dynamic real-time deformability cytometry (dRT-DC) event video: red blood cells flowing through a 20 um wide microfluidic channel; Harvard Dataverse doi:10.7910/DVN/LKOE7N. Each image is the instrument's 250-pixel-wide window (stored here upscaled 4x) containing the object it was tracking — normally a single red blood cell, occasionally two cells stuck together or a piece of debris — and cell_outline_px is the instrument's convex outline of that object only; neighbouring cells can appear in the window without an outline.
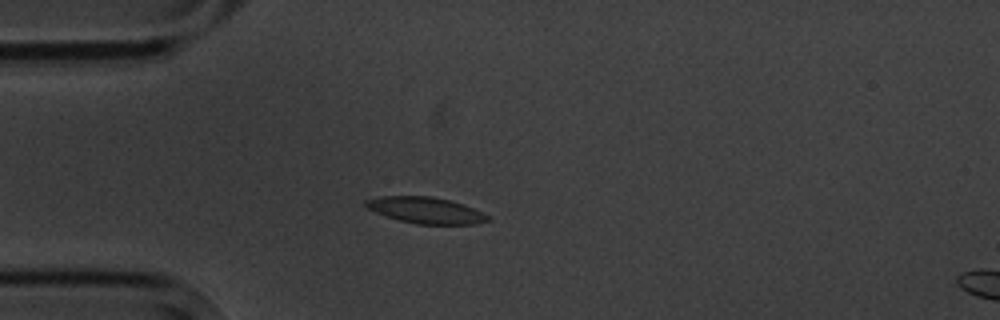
{"species": "common noctule bat (a hibernating species)", "species_latin": "Nyctalus noctula", "temperature_condition": "cold", "stored_images_in_passage": 4, "camera_frame_rate_fps": 3000, "um_per_image_px": 0.085, "animal": {"sex": "male", "body_mass_g": 20.1, "forearm_length_mm": 53.5}, "frame": {"image": 1, "passage_image": 3, "time_ms": 3.0, "image_size_px": [1000, 320], "cell_outline_px": [[492, 220], [476, 224], [416, 224], [400, 220], [376, 212], [368, 208], [364, 204], [364, 200], [380, 196], [432, 196], [464, 204], [488, 216]], "centroid_in_image_um": [36.19, 17.87], "position_along_channel_um": 48.8, "area_um2": 18.5}}